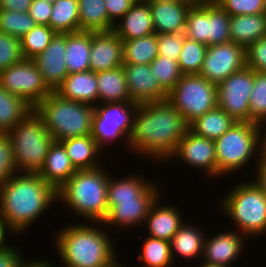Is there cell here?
Listing matches in <instances>:
<instances>
[{
  "mask_svg": "<svg viewBox=\"0 0 266 267\" xmlns=\"http://www.w3.org/2000/svg\"><path fill=\"white\" fill-rule=\"evenodd\" d=\"M208 46L184 37L182 51L178 60L183 75L199 74Z\"/></svg>",
  "mask_w": 266,
  "mask_h": 267,
  "instance_id": "f35d334b",
  "label": "cell"
},
{
  "mask_svg": "<svg viewBox=\"0 0 266 267\" xmlns=\"http://www.w3.org/2000/svg\"><path fill=\"white\" fill-rule=\"evenodd\" d=\"M122 41L123 64L150 65L158 56L156 33Z\"/></svg>",
  "mask_w": 266,
  "mask_h": 267,
  "instance_id": "836d02e7",
  "label": "cell"
},
{
  "mask_svg": "<svg viewBox=\"0 0 266 267\" xmlns=\"http://www.w3.org/2000/svg\"><path fill=\"white\" fill-rule=\"evenodd\" d=\"M246 66V48L232 41L207 48L199 75L218 85Z\"/></svg>",
  "mask_w": 266,
  "mask_h": 267,
  "instance_id": "4fadbf2b",
  "label": "cell"
},
{
  "mask_svg": "<svg viewBox=\"0 0 266 267\" xmlns=\"http://www.w3.org/2000/svg\"><path fill=\"white\" fill-rule=\"evenodd\" d=\"M55 92L65 99L95 107L98 105L96 73L88 70L85 72L68 74Z\"/></svg>",
  "mask_w": 266,
  "mask_h": 267,
  "instance_id": "d4e9b609",
  "label": "cell"
},
{
  "mask_svg": "<svg viewBox=\"0 0 266 267\" xmlns=\"http://www.w3.org/2000/svg\"><path fill=\"white\" fill-rule=\"evenodd\" d=\"M20 39L0 33V71L22 61Z\"/></svg>",
  "mask_w": 266,
  "mask_h": 267,
  "instance_id": "f6af8a7d",
  "label": "cell"
},
{
  "mask_svg": "<svg viewBox=\"0 0 266 267\" xmlns=\"http://www.w3.org/2000/svg\"><path fill=\"white\" fill-rule=\"evenodd\" d=\"M110 174L107 201H127L135 200V198H158L161 196V191L158 184L152 180L148 181L142 175H123L114 177ZM143 177V178H142Z\"/></svg>",
  "mask_w": 266,
  "mask_h": 267,
  "instance_id": "7402d4cb",
  "label": "cell"
},
{
  "mask_svg": "<svg viewBox=\"0 0 266 267\" xmlns=\"http://www.w3.org/2000/svg\"><path fill=\"white\" fill-rule=\"evenodd\" d=\"M230 16L266 13V0H215Z\"/></svg>",
  "mask_w": 266,
  "mask_h": 267,
  "instance_id": "ee69618b",
  "label": "cell"
},
{
  "mask_svg": "<svg viewBox=\"0 0 266 267\" xmlns=\"http://www.w3.org/2000/svg\"><path fill=\"white\" fill-rule=\"evenodd\" d=\"M57 33L47 25H36L20 38L21 52L24 59H34L50 44Z\"/></svg>",
  "mask_w": 266,
  "mask_h": 267,
  "instance_id": "74e56055",
  "label": "cell"
},
{
  "mask_svg": "<svg viewBox=\"0 0 266 267\" xmlns=\"http://www.w3.org/2000/svg\"><path fill=\"white\" fill-rule=\"evenodd\" d=\"M181 2L187 3L190 6H200L214 2L215 0H179Z\"/></svg>",
  "mask_w": 266,
  "mask_h": 267,
  "instance_id": "680465c9",
  "label": "cell"
},
{
  "mask_svg": "<svg viewBox=\"0 0 266 267\" xmlns=\"http://www.w3.org/2000/svg\"><path fill=\"white\" fill-rule=\"evenodd\" d=\"M157 198H135L127 201H107L108 214L102 222L110 230L143 227L149 209ZM140 224V225H139Z\"/></svg>",
  "mask_w": 266,
  "mask_h": 267,
  "instance_id": "ac0fdd59",
  "label": "cell"
},
{
  "mask_svg": "<svg viewBox=\"0 0 266 267\" xmlns=\"http://www.w3.org/2000/svg\"><path fill=\"white\" fill-rule=\"evenodd\" d=\"M230 19L216 1L208 4V47L231 41Z\"/></svg>",
  "mask_w": 266,
  "mask_h": 267,
  "instance_id": "8d00e7d4",
  "label": "cell"
},
{
  "mask_svg": "<svg viewBox=\"0 0 266 267\" xmlns=\"http://www.w3.org/2000/svg\"><path fill=\"white\" fill-rule=\"evenodd\" d=\"M128 93L135 104L156 103L167 100V92L152 75L150 65L123 64Z\"/></svg>",
  "mask_w": 266,
  "mask_h": 267,
  "instance_id": "2e32d148",
  "label": "cell"
},
{
  "mask_svg": "<svg viewBox=\"0 0 266 267\" xmlns=\"http://www.w3.org/2000/svg\"><path fill=\"white\" fill-rule=\"evenodd\" d=\"M254 161H256V163L257 162H266V123L259 124V129H258V157Z\"/></svg>",
  "mask_w": 266,
  "mask_h": 267,
  "instance_id": "db71d44e",
  "label": "cell"
},
{
  "mask_svg": "<svg viewBox=\"0 0 266 267\" xmlns=\"http://www.w3.org/2000/svg\"><path fill=\"white\" fill-rule=\"evenodd\" d=\"M182 161L189 168H197L207 175V178H217V161L215 142L212 139L200 137L188 129L180 140L176 152L171 157V161ZM215 178V179H214Z\"/></svg>",
  "mask_w": 266,
  "mask_h": 267,
  "instance_id": "5bb4252c",
  "label": "cell"
},
{
  "mask_svg": "<svg viewBox=\"0 0 266 267\" xmlns=\"http://www.w3.org/2000/svg\"><path fill=\"white\" fill-rule=\"evenodd\" d=\"M8 233V234H7ZM6 234L8 236H10L9 232L5 229V227L2 225L1 221H0V249L6 245L7 243V238L8 236L6 237Z\"/></svg>",
  "mask_w": 266,
  "mask_h": 267,
  "instance_id": "6f0895ef",
  "label": "cell"
},
{
  "mask_svg": "<svg viewBox=\"0 0 266 267\" xmlns=\"http://www.w3.org/2000/svg\"><path fill=\"white\" fill-rule=\"evenodd\" d=\"M197 267H229V266L218 265V264H209V263H199V265Z\"/></svg>",
  "mask_w": 266,
  "mask_h": 267,
  "instance_id": "94428289",
  "label": "cell"
},
{
  "mask_svg": "<svg viewBox=\"0 0 266 267\" xmlns=\"http://www.w3.org/2000/svg\"><path fill=\"white\" fill-rule=\"evenodd\" d=\"M231 41L247 48L266 36V13L231 16Z\"/></svg>",
  "mask_w": 266,
  "mask_h": 267,
  "instance_id": "f546056e",
  "label": "cell"
},
{
  "mask_svg": "<svg viewBox=\"0 0 266 267\" xmlns=\"http://www.w3.org/2000/svg\"><path fill=\"white\" fill-rule=\"evenodd\" d=\"M79 31H112L114 23L108 18L105 0H78Z\"/></svg>",
  "mask_w": 266,
  "mask_h": 267,
  "instance_id": "4dcf8cb0",
  "label": "cell"
},
{
  "mask_svg": "<svg viewBox=\"0 0 266 267\" xmlns=\"http://www.w3.org/2000/svg\"><path fill=\"white\" fill-rule=\"evenodd\" d=\"M125 265L126 264H123V263L120 262V258H117L115 261H113L110 265H108L106 267H126Z\"/></svg>",
  "mask_w": 266,
  "mask_h": 267,
  "instance_id": "91938a15",
  "label": "cell"
},
{
  "mask_svg": "<svg viewBox=\"0 0 266 267\" xmlns=\"http://www.w3.org/2000/svg\"><path fill=\"white\" fill-rule=\"evenodd\" d=\"M246 66L254 72H266V36L246 48Z\"/></svg>",
  "mask_w": 266,
  "mask_h": 267,
  "instance_id": "c3c4849f",
  "label": "cell"
},
{
  "mask_svg": "<svg viewBox=\"0 0 266 267\" xmlns=\"http://www.w3.org/2000/svg\"><path fill=\"white\" fill-rule=\"evenodd\" d=\"M189 129L179 111L168 101L140 104L134 116L129 151L156 163L169 161ZM168 160V161H167ZM167 161V162H166Z\"/></svg>",
  "mask_w": 266,
  "mask_h": 267,
  "instance_id": "6da1fadb",
  "label": "cell"
},
{
  "mask_svg": "<svg viewBox=\"0 0 266 267\" xmlns=\"http://www.w3.org/2000/svg\"><path fill=\"white\" fill-rule=\"evenodd\" d=\"M250 122L266 123V72H254V85L250 93Z\"/></svg>",
  "mask_w": 266,
  "mask_h": 267,
  "instance_id": "7bdbcfd3",
  "label": "cell"
},
{
  "mask_svg": "<svg viewBox=\"0 0 266 267\" xmlns=\"http://www.w3.org/2000/svg\"><path fill=\"white\" fill-rule=\"evenodd\" d=\"M212 236V237H210ZM205 237L202 259L200 263L218 264L231 267L234 261L237 262L242 255V251L247 246L246 236L240 232L228 231L217 232L214 236L211 234Z\"/></svg>",
  "mask_w": 266,
  "mask_h": 267,
  "instance_id": "9a60e30c",
  "label": "cell"
},
{
  "mask_svg": "<svg viewBox=\"0 0 266 267\" xmlns=\"http://www.w3.org/2000/svg\"><path fill=\"white\" fill-rule=\"evenodd\" d=\"M67 33H57L42 53L32 59L51 91H56L68 76L65 52Z\"/></svg>",
  "mask_w": 266,
  "mask_h": 267,
  "instance_id": "e0dca14e",
  "label": "cell"
},
{
  "mask_svg": "<svg viewBox=\"0 0 266 267\" xmlns=\"http://www.w3.org/2000/svg\"><path fill=\"white\" fill-rule=\"evenodd\" d=\"M167 100L190 125L198 117L218 106L217 85L199 74L183 75L167 94Z\"/></svg>",
  "mask_w": 266,
  "mask_h": 267,
  "instance_id": "30bf717a",
  "label": "cell"
},
{
  "mask_svg": "<svg viewBox=\"0 0 266 267\" xmlns=\"http://www.w3.org/2000/svg\"><path fill=\"white\" fill-rule=\"evenodd\" d=\"M123 65V41L112 31L92 32L90 70L97 73Z\"/></svg>",
  "mask_w": 266,
  "mask_h": 267,
  "instance_id": "d6986e66",
  "label": "cell"
},
{
  "mask_svg": "<svg viewBox=\"0 0 266 267\" xmlns=\"http://www.w3.org/2000/svg\"><path fill=\"white\" fill-rule=\"evenodd\" d=\"M54 203L57 191L38 173L18 172L0 187V221L11 236H20Z\"/></svg>",
  "mask_w": 266,
  "mask_h": 267,
  "instance_id": "7a4b0ae2",
  "label": "cell"
},
{
  "mask_svg": "<svg viewBox=\"0 0 266 267\" xmlns=\"http://www.w3.org/2000/svg\"><path fill=\"white\" fill-rule=\"evenodd\" d=\"M160 197L152 204L145 219L144 226L147 236L170 241L173 235L185 222L180 208L175 204H161ZM160 202V204H159Z\"/></svg>",
  "mask_w": 266,
  "mask_h": 267,
  "instance_id": "44dd1931",
  "label": "cell"
},
{
  "mask_svg": "<svg viewBox=\"0 0 266 267\" xmlns=\"http://www.w3.org/2000/svg\"><path fill=\"white\" fill-rule=\"evenodd\" d=\"M236 121L218 106L198 117L189 129L200 137L215 140L221 137Z\"/></svg>",
  "mask_w": 266,
  "mask_h": 267,
  "instance_id": "1f68e13d",
  "label": "cell"
},
{
  "mask_svg": "<svg viewBox=\"0 0 266 267\" xmlns=\"http://www.w3.org/2000/svg\"><path fill=\"white\" fill-rule=\"evenodd\" d=\"M7 135L11 141L17 172L39 173L54 141L43 120L32 110Z\"/></svg>",
  "mask_w": 266,
  "mask_h": 267,
  "instance_id": "52a82bcc",
  "label": "cell"
},
{
  "mask_svg": "<svg viewBox=\"0 0 266 267\" xmlns=\"http://www.w3.org/2000/svg\"><path fill=\"white\" fill-rule=\"evenodd\" d=\"M156 34H185L190 5L179 0H149Z\"/></svg>",
  "mask_w": 266,
  "mask_h": 267,
  "instance_id": "ffe728a7",
  "label": "cell"
},
{
  "mask_svg": "<svg viewBox=\"0 0 266 267\" xmlns=\"http://www.w3.org/2000/svg\"><path fill=\"white\" fill-rule=\"evenodd\" d=\"M138 104L133 102L103 103L95 106L91 136L104 151L116 141L129 146ZM107 147V148H106Z\"/></svg>",
  "mask_w": 266,
  "mask_h": 267,
  "instance_id": "9c48e42d",
  "label": "cell"
},
{
  "mask_svg": "<svg viewBox=\"0 0 266 267\" xmlns=\"http://www.w3.org/2000/svg\"><path fill=\"white\" fill-rule=\"evenodd\" d=\"M253 181L266 193V162H254Z\"/></svg>",
  "mask_w": 266,
  "mask_h": 267,
  "instance_id": "11a10c76",
  "label": "cell"
},
{
  "mask_svg": "<svg viewBox=\"0 0 266 267\" xmlns=\"http://www.w3.org/2000/svg\"><path fill=\"white\" fill-rule=\"evenodd\" d=\"M50 260H47V257L44 258H39L36 260H30L28 261L27 258L23 260V262L19 265V267H52L53 266V261L50 263ZM55 267V266H53Z\"/></svg>",
  "mask_w": 266,
  "mask_h": 267,
  "instance_id": "9f6ffc18",
  "label": "cell"
},
{
  "mask_svg": "<svg viewBox=\"0 0 266 267\" xmlns=\"http://www.w3.org/2000/svg\"><path fill=\"white\" fill-rule=\"evenodd\" d=\"M67 226L53 237L64 267H106L117 259L112 232L103 223L84 221Z\"/></svg>",
  "mask_w": 266,
  "mask_h": 267,
  "instance_id": "3957f363",
  "label": "cell"
},
{
  "mask_svg": "<svg viewBox=\"0 0 266 267\" xmlns=\"http://www.w3.org/2000/svg\"><path fill=\"white\" fill-rule=\"evenodd\" d=\"M0 85L8 92L22 98L32 108L52 92L44 83L38 67L31 59H23L2 69Z\"/></svg>",
  "mask_w": 266,
  "mask_h": 267,
  "instance_id": "8fae6325",
  "label": "cell"
},
{
  "mask_svg": "<svg viewBox=\"0 0 266 267\" xmlns=\"http://www.w3.org/2000/svg\"><path fill=\"white\" fill-rule=\"evenodd\" d=\"M103 168L104 165L77 170L57 191L59 204L85 222L102 223L108 214L107 188L111 172Z\"/></svg>",
  "mask_w": 266,
  "mask_h": 267,
  "instance_id": "277c9868",
  "label": "cell"
},
{
  "mask_svg": "<svg viewBox=\"0 0 266 267\" xmlns=\"http://www.w3.org/2000/svg\"><path fill=\"white\" fill-rule=\"evenodd\" d=\"M219 200L224 217L232 220L235 230L248 239L266 234V193L252 180L234 184ZM224 211V212H223ZM265 233V234H264ZM250 237V238H249Z\"/></svg>",
  "mask_w": 266,
  "mask_h": 267,
  "instance_id": "5b68a950",
  "label": "cell"
},
{
  "mask_svg": "<svg viewBox=\"0 0 266 267\" xmlns=\"http://www.w3.org/2000/svg\"><path fill=\"white\" fill-rule=\"evenodd\" d=\"M258 129L254 122L236 121L221 137L214 140L217 178L238 172L258 157Z\"/></svg>",
  "mask_w": 266,
  "mask_h": 267,
  "instance_id": "ba28073f",
  "label": "cell"
},
{
  "mask_svg": "<svg viewBox=\"0 0 266 267\" xmlns=\"http://www.w3.org/2000/svg\"><path fill=\"white\" fill-rule=\"evenodd\" d=\"M254 71L245 66L217 85V105L235 121L250 122V93Z\"/></svg>",
  "mask_w": 266,
  "mask_h": 267,
  "instance_id": "7c38bea8",
  "label": "cell"
},
{
  "mask_svg": "<svg viewBox=\"0 0 266 267\" xmlns=\"http://www.w3.org/2000/svg\"><path fill=\"white\" fill-rule=\"evenodd\" d=\"M15 167L13 149L7 133H0V187L13 175Z\"/></svg>",
  "mask_w": 266,
  "mask_h": 267,
  "instance_id": "bcb514c9",
  "label": "cell"
},
{
  "mask_svg": "<svg viewBox=\"0 0 266 267\" xmlns=\"http://www.w3.org/2000/svg\"><path fill=\"white\" fill-rule=\"evenodd\" d=\"M113 31L121 40H130L154 34L149 0H137L118 20Z\"/></svg>",
  "mask_w": 266,
  "mask_h": 267,
  "instance_id": "603a6c76",
  "label": "cell"
},
{
  "mask_svg": "<svg viewBox=\"0 0 266 267\" xmlns=\"http://www.w3.org/2000/svg\"><path fill=\"white\" fill-rule=\"evenodd\" d=\"M184 222L170 240L171 254L173 263L175 264L176 257L178 259H186L193 261L202 259L204 241L206 233L202 228ZM176 254V255H175Z\"/></svg>",
  "mask_w": 266,
  "mask_h": 267,
  "instance_id": "484cf974",
  "label": "cell"
},
{
  "mask_svg": "<svg viewBox=\"0 0 266 267\" xmlns=\"http://www.w3.org/2000/svg\"><path fill=\"white\" fill-rule=\"evenodd\" d=\"M157 44H158V55L170 60L178 61L182 47L185 34L179 33H166V34H156Z\"/></svg>",
  "mask_w": 266,
  "mask_h": 267,
  "instance_id": "7dc6e473",
  "label": "cell"
},
{
  "mask_svg": "<svg viewBox=\"0 0 266 267\" xmlns=\"http://www.w3.org/2000/svg\"><path fill=\"white\" fill-rule=\"evenodd\" d=\"M73 166L77 170L94 169L100 165L99 159L105 154L91 135L71 137L60 141ZM104 152V153H102Z\"/></svg>",
  "mask_w": 266,
  "mask_h": 267,
  "instance_id": "4316f807",
  "label": "cell"
},
{
  "mask_svg": "<svg viewBox=\"0 0 266 267\" xmlns=\"http://www.w3.org/2000/svg\"><path fill=\"white\" fill-rule=\"evenodd\" d=\"M137 0H105L108 18L115 24Z\"/></svg>",
  "mask_w": 266,
  "mask_h": 267,
  "instance_id": "816d5d0a",
  "label": "cell"
},
{
  "mask_svg": "<svg viewBox=\"0 0 266 267\" xmlns=\"http://www.w3.org/2000/svg\"><path fill=\"white\" fill-rule=\"evenodd\" d=\"M31 3L32 0H0V10L26 13Z\"/></svg>",
  "mask_w": 266,
  "mask_h": 267,
  "instance_id": "f5cc1de1",
  "label": "cell"
},
{
  "mask_svg": "<svg viewBox=\"0 0 266 267\" xmlns=\"http://www.w3.org/2000/svg\"><path fill=\"white\" fill-rule=\"evenodd\" d=\"M36 25L28 12L0 10V33L20 39Z\"/></svg>",
  "mask_w": 266,
  "mask_h": 267,
  "instance_id": "60d3db41",
  "label": "cell"
},
{
  "mask_svg": "<svg viewBox=\"0 0 266 267\" xmlns=\"http://www.w3.org/2000/svg\"><path fill=\"white\" fill-rule=\"evenodd\" d=\"M152 75L157 79L158 84L169 93L175 84L183 76L180 71L178 61L170 60L158 55L150 64Z\"/></svg>",
  "mask_w": 266,
  "mask_h": 267,
  "instance_id": "b9f144b4",
  "label": "cell"
},
{
  "mask_svg": "<svg viewBox=\"0 0 266 267\" xmlns=\"http://www.w3.org/2000/svg\"><path fill=\"white\" fill-rule=\"evenodd\" d=\"M52 3L47 0H32L28 14L33 18L37 25L49 26L51 18Z\"/></svg>",
  "mask_w": 266,
  "mask_h": 267,
  "instance_id": "681fc988",
  "label": "cell"
},
{
  "mask_svg": "<svg viewBox=\"0 0 266 267\" xmlns=\"http://www.w3.org/2000/svg\"><path fill=\"white\" fill-rule=\"evenodd\" d=\"M98 84V102H131L124 68L117 67L96 73Z\"/></svg>",
  "mask_w": 266,
  "mask_h": 267,
  "instance_id": "83f0119b",
  "label": "cell"
},
{
  "mask_svg": "<svg viewBox=\"0 0 266 267\" xmlns=\"http://www.w3.org/2000/svg\"><path fill=\"white\" fill-rule=\"evenodd\" d=\"M76 171L64 146L60 142L53 141L38 174L58 191Z\"/></svg>",
  "mask_w": 266,
  "mask_h": 267,
  "instance_id": "cb8c5ba5",
  "label": "cell"
},
{
  "mask_svg": "<svg viewBox=\"0 0 266 267\" xmlns=\"http://www.w3.org/2000/svg\"><path fill=\"white\" fill-rule=\"evenodd\" d=\"M48 2H51V3H54L56 2L57 0H47Z\"/></svg>",
  "mask_w": 266,
  "mask_h": 267,
  "instance_id": "6125c7cd",
  "label": "cell"
},
{
  "mask_svg": "<svg viewBox=\"0 0 266 267\" xmlns=\"http://www.w3.org/2000/svg\"><path fill=\"white\" fill-rule=\"evenodd\" d=\"M49 26L56 33H73L79 31L78 0H57L52 3Z\"/></svg>",
  "mask_w": 266,
  "mask_h": 267,
  "instance_id": "e575fe53",
  "label": "cell"
},
{
  "mask_svg": "<svg viewBox=\"0 0 266 267\" xmlns=\"http://www.w3.org/2000/svg\"><path fill=\"white\" fill-rule=\"evenodd\" d=\"M185 37L208 46V4L190 7L186 17Z\"/></svg>",
  "mask_w": 266,
  "mask_h": 267,
  "instance_id": "ab89813d",
  "label": "cell"
},
{
  "mask_svg": "<svg viewBox=\"0 0 266 267\" xmlns=\"http://www.w3.org/2000/svg\"><path fill=\"white\" fill-rule=\"evenodd\" d=\"M92 31L67 33L65 61L68 74L90 70Z\"/></svg>",
  "mask_w": 266,
  "mask_h": 267,
  "instance_id": "f1b7e54d",
  "label": "cell"
},
{
  "mask_svg": "<svg viewBox=\"0 0 266 267\" xmlns=\"http://www.w3.org/2000/svg\"><path fill=\"white\" fill-rule=\"evenodd\" d=\"M33 108L22 98L0 85V133H7L20 123Z\"/></svg>",
  "mask_w": 266,
  "mask_h": 267,
  "instance_id": "d6a6232c",
  "label": "cell"
},
{
  "mask_svg": "<svg viewBox=\"0 0 266 267\" xmlns=\"http://www.w3.org/2000/svg\"><path fill=\"white\" fill-rule=\"evenodd\" d=\"M19 249L20 247L17 249V246L15 247L7 242L0 249V267H19L25 259L23 251Z\"/></svg>",
  "mask_w": 266,
  "mask_h": 267,
  "instance_id": "f907efd6",
  "label": "cell"
},
{
  "mask_svg": "<svg viewBox=\"0 0 266 267\" xmlns=\"http://www.w3.org/2000/svg\"><path fill=\"white\" fill-rule=\"evenodd\" d=\"M137 262L146 267H171L174 265L171 254L170 241L150 236L144 237Z\"/></svg>",
  "mask_w": 266,
  "mask_h": 267,
  "instance_id": "d590c367",
  "label": "cell"
},
{
  "mask_svg": "<svg viewBox=\"0 0 266 267\" xmlns=\"http://www.w3.org/2000/svg\"><path fill=\"white\" fill-rule=\"evenodd\" d=\"M33 110L54 141L91 135L94 106L65 99L52 91Z\"/></svg>",
  "mask_w": 266,
  "mask_h": 267,
  "instance_id": "8992f818",
  "label": "cell"
}]
</instances>
